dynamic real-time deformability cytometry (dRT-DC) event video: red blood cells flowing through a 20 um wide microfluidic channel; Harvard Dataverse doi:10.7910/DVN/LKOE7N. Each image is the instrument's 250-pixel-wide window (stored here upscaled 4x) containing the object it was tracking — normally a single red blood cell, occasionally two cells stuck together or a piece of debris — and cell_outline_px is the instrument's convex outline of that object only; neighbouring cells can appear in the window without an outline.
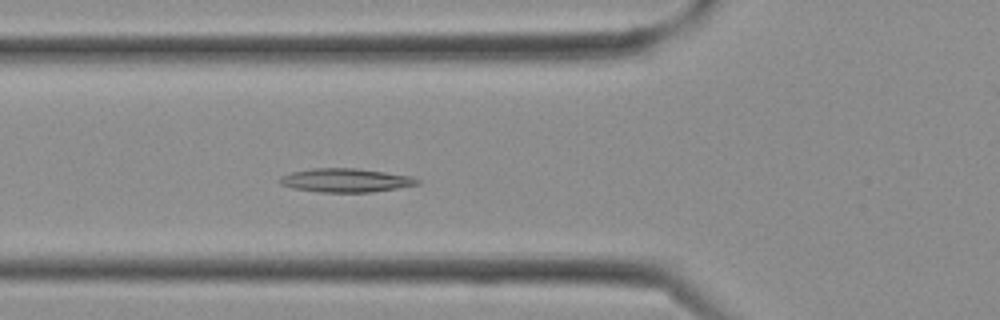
{"species": "Egyptian fruit bat (a non-hibernating species)", "species_latin": "Rousettus aegyptiacus", "temperature_condition": "cold", "stored_images_in_passage": 12, "camera_frame_rate_fps": 3000, "um_per_image_px": 0.085, "frame": {"image": 1, "passage_image": 10, "time_ms": 3.0, "image_size_px": [1000, 320], "cell_outline_px": [[420, 184], [372, 192], [320, 192], [292, 188], [280, 184], [276, 180], [280, 176], [292, 172], [312, 168], [356, 168], [412, 176], [420, 180]], "centroid_in_image_um": [29.35, 15.32], "position_along_channel_um": 96.5, "area_um2": 19.07}}
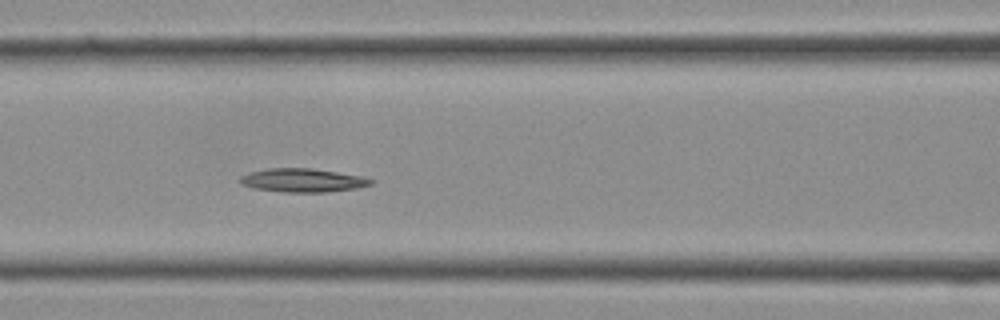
{"frame": {"image": 2, "passage_image": 12, "time_ms": 3.667, "image_size_px": [1000, 320], "cell_outline_px": [[376, 180], [372, 184], [356, 188], [328, 192], [284, 192], [252, 188], [240, 184], [236, 180], [240, 176], [248, 172], [268, 168], [312, 168], [360, 176]], "centroid_in_image_um": [25.66, 15.32], "position_along_channel_um": 140.9, "area_um2": 18.15}}